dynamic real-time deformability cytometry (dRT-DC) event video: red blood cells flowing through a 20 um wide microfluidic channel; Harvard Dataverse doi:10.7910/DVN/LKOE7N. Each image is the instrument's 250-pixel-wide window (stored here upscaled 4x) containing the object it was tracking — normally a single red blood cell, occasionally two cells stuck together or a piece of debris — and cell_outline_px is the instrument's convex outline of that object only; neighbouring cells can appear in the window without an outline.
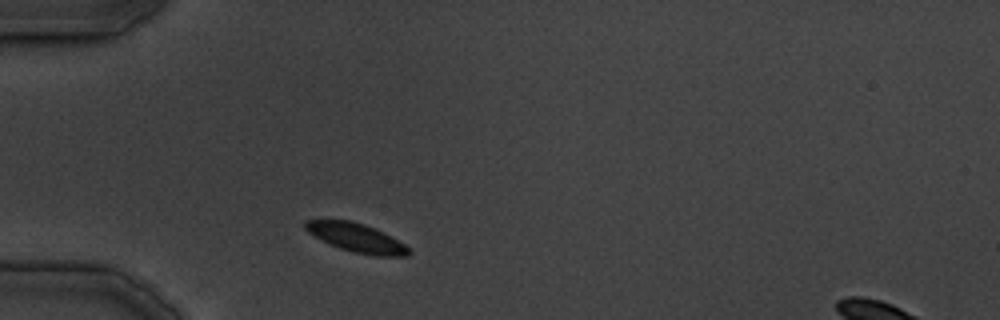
{"species": "common noctule bat (a hibernating species)", "species_latin": "Nyctalus noctula", "temperature_condition": "cold", "stored_images_in_passage": 28, "camera_frame_rate_fps": 3000, "um_per_image_px": 0.085, "animal": {"sex": "male", "body_mass_g": 19.5, "forearm_length_mm": 54.6}, "frame": {"image": 1, "passage_image": 1, "time_ms": 0.0, "image_size_px": [1000, 320], "cell_outline_px": [[412, 252], [408, 256], [376, 256], [352, 252], [328, 244], [308, 232], [304, 228], [304, 220], [352, 220], [376, 228], [384, 232], [404, 244]], "centroid_in_image_um": [30.3, 20.21], "position_along_channel_um": 54.7, "area_um2": 17.46}}
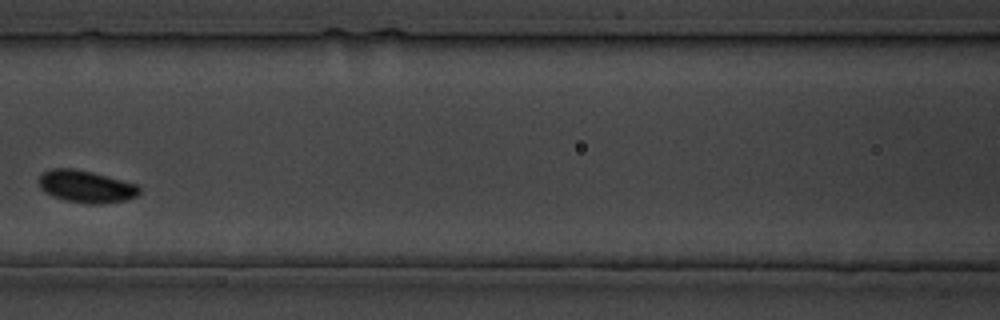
{"frame": {"image": 2, "passage_image": 8, "time_ms": 8.333, "image_size_px": [1000, 320], "cell_outline_px": [[140, 192], [136, 196], [128, 200], [104, 204], [88, 204], [68, 200], [52, 196], [40, 188], [40, 176], [44, 172], [52, 168], [72, 168], [92, 172], [136, 184], [140, 188]], "centroid_in_image_um": [7.34, 15.86], "position_along_channel_um": 159.3, "area_um2": 18.73}}
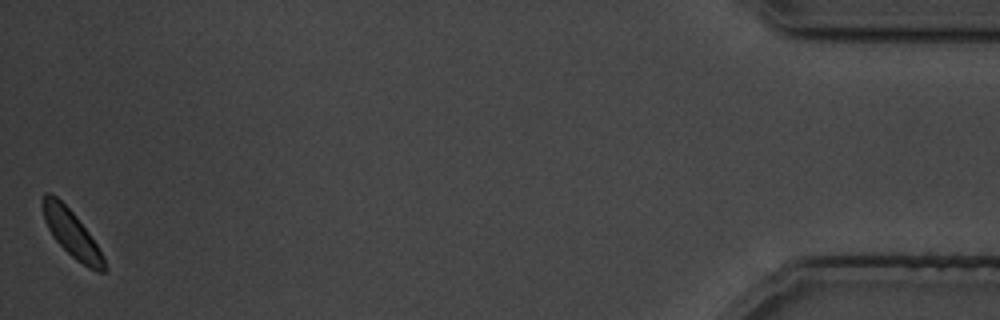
{"frame": {"image": 3, "passage_image": 28, "time_ms": 33.333, "image_size_px": [1000, 320], "cell_outline_px": [[108, 268], [104, 272], [96, 272], [88, 268], [76, 260], [52, 236], [44, 220], [40, 204], [40, 200], [44, 192], [52, 192], [76, 216], [88, 232], [104, 256]], "centroid_in_image_um": [6.07, 19.83], "position_along_channel_um": 429.1, "area_um2": 16.99}}